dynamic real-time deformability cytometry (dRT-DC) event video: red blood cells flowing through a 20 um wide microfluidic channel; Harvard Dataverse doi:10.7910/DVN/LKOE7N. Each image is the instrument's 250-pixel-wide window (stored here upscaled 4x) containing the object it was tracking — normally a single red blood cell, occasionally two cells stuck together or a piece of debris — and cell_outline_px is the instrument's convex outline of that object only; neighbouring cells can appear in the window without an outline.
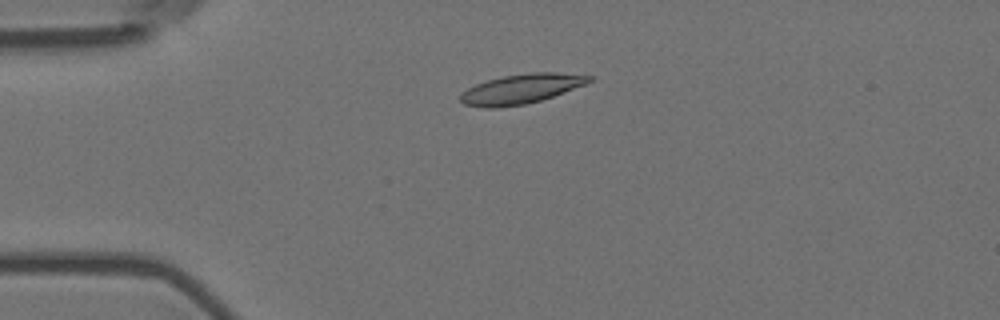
{"species": "Egyptian fruit bat (a non-hibernating species)", "species_latin": "Rousettus aegyptiacus", "temperature_condition": "room temperature", "stored_images_in_passage": 2, "camera_frame_rate_fps": 3000, "um_per_image_px": 0.085, "animal": {"sex": "female"}, "frame": {"image": 1, "passage_image": 1, "time_ms": 0.0, "image_size_px": [1000, 320], "cell_outline_px": [[592, 80], [584, 84], [564, 92], [540, 100], [524, 104], [496, 108], [484, 108], [464, 104], [460, 100], [460, 92], [476, 84], [488, 80], [504, 76], [528, 72], [556, 72], [592, 76]], "centroid_in_image_um": [44.25, 7.55], "position_along_channel_um": 40.7, "area_um2": 22.02}}